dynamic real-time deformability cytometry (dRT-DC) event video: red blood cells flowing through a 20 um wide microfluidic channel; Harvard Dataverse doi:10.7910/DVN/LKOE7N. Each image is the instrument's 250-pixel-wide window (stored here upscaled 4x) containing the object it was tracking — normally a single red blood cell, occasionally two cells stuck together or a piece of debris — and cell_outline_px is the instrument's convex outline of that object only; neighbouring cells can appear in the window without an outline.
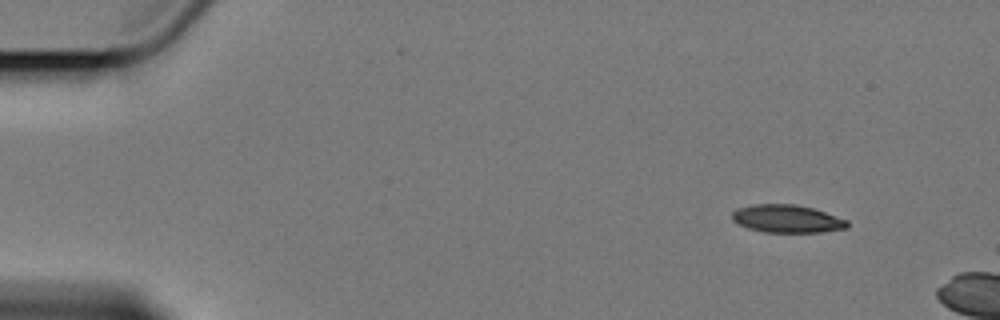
{"species": "Egyptian fruit bat (a non-hibernating species)", "species_latin": "Rousettus aegyptiacus", "temperature_condition": "cold", "stored_images_in_passage": 3, "camera_frame_rate_fps": 3000, "um_per_image_px": 0.085, "animal": {"sex": "female"}, "frame": {"image": 1, "passage_image": 1, "time_ms": 0.0, "image_size_px": [1000, 320], "cell_outline_px": [[848, 228], [820, 232], [764, 232], [748, 228], [732, 220], [732, 212], [736, 208], [752, 204], [796, 204], [812, 208], [848, 220]], "centroid_in_image_um": [66.88, 18.59], "position_along_channel_um": 18.1, "area_um2": 18.67}}